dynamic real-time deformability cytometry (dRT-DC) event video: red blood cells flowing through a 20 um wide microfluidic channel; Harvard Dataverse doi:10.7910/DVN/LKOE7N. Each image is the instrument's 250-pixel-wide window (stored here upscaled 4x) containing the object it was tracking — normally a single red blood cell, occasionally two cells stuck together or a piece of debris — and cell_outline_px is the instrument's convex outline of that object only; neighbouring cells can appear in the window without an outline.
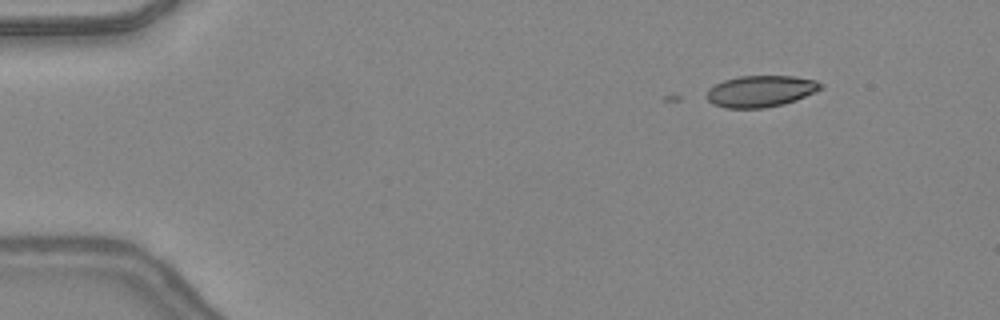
{"species": "common noctule bat (a hibernating species)", "species_latin": "Nyctalus noctula", "temperature_condition": "warm", "stored_images_in_passage": 4, "camera_frame_rate_fps": 3000, "um_per_image_px": 0.085, "animal": {"sex": "female", "body_mass_g": 24.6, "forearm_length_mm": 56.2}, "frame": {"image": 1, "passage_image": 1, "time_ms": 0.0, "image_size_px": [1000, 320], "cell_outline_px": [[824, 88], [816, 92], [796, 100], [784, 104], [764, 108], [724, 108], [712, 104], [708, 100], [708, 88], [724, 80], [740, 76], [796, 76], [816, 80], [824, 84]], "centroid_in_image_um": [64.7, 7.75], "position_along_channel_um": 20.3, "area_um2": 21.1}}